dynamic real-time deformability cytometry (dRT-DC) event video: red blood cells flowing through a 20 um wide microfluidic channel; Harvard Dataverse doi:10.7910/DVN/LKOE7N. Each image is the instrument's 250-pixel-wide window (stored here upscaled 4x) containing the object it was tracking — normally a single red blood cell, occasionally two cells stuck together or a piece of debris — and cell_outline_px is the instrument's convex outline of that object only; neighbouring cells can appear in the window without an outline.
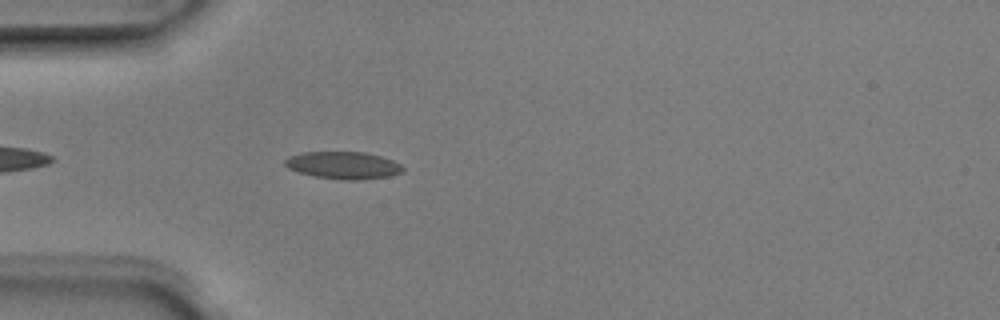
{"species": "Egyptian fruit bat (a non-hibernating species)", "species_latin": "Rousettus aegyptiacus", "temperature_condition": "room temperature", "stored_images_in_passage": 4, "camera_frame_rate_fps": 3000, "um_per_image_px": 0.085, "animal": {"sex": "male"}, "frame": {"image": 1, "passage_image": 4, "time_ms": 1.0, "image_size_px": [1000, 320], "cell_outline_px": [[404, 172], [388, 176], [360, 180], [344, 180], [316, 176], [300, 172], [288, 168], [284, 164], [284, 160], [288, 156], [304, 152], [364, 152], [380, 156], [392, 160], [400, 164], [404, 168]], "centroid_in_image_um": [29.19, 14.04], "position_along_channel_um": 55.8, "area_um2": 18.67}}